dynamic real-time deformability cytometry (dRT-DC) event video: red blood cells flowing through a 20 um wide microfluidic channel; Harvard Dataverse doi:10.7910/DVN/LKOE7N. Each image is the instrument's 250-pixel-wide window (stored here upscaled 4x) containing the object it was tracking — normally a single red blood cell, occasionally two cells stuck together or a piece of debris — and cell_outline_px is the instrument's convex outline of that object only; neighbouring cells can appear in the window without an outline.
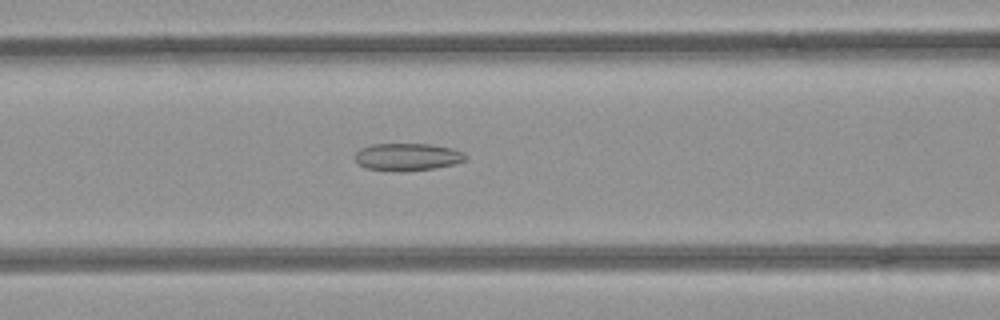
{"species": "common noctule bat (a hibernating species)", "species_latin": "Nyctalus noctula", "temperature_condition": "room temperature", "stored_images_in_passage": 29, "camera_frame_rate_fps": 3000, "um_per_image_px": 0.085, "animal": {"sex": "female", "body_mass_g": 21.9}, "frame": {"image": 1, "passage_image": 7, "time_ms": 2.0, "image_size_px": [1000, 320], "cell_outline_px": [[468, 156], [464, 160], [452, 164], [432, 168], [364, 168], [356, 160], [356, 152], [360, 148], [372, 144], [432, 144], [452, 148], [464, 152]], "centroid_in_image_um": [34.67, 13.27], "position_along_channel_um": 131.9, "area_um2": 16.65}}
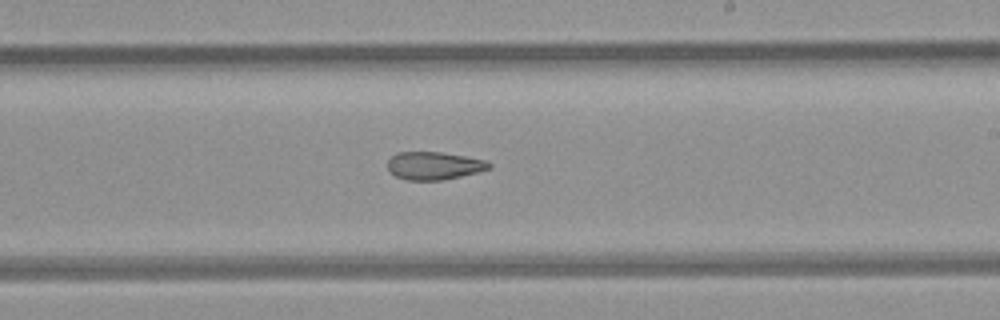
{"frame": {"image": 2, "passage_image": 16, "time_ms": 5.0, "image_size_px": [1000, 320], "cell_outline_px": [[492, 168], [480, 172], [444, 180], [408, 180], [396, 176], [388, 168], [388, 160], [396, 152], [440, 152], [464, 156], [484, 160], [492, 164]], "centroid_in_image_um": [36.92, 14.09], "position_along_channel_um": 252.1, "area_um2": 16.47}}
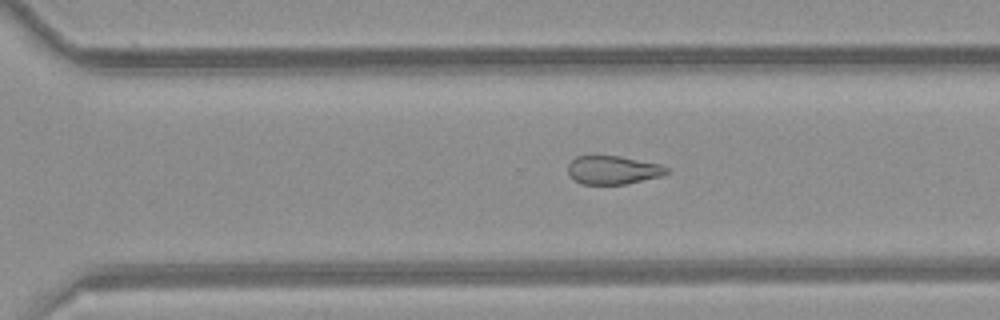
{"frame": {"image": 3, "passage_image": 21, "time_ms": 6.667, "image_size_px": [1000, 320], "cell_outline_px": [[668, 172], [660, 176], [624, 184], [580, 184], [568, 176], [568, 164], [576, 156], [620, 156], [660, 164], [668, 168]], "centroid_in_image_um": [52.06, 14.45], "position_along_channel_um": 318.5, "area_um2": 16.3}, "authors_computed_cell_mechanics": {"area_um2": 17.4556, "velocity_mm_per_s": 4.0109, "shape_relaxation_time_tau1_ms": null, "shape_relaxation_time_tau2_ms": 7.0602, "deformation_change_tau1": null, "deformation_change_tau2": 0.1644}}